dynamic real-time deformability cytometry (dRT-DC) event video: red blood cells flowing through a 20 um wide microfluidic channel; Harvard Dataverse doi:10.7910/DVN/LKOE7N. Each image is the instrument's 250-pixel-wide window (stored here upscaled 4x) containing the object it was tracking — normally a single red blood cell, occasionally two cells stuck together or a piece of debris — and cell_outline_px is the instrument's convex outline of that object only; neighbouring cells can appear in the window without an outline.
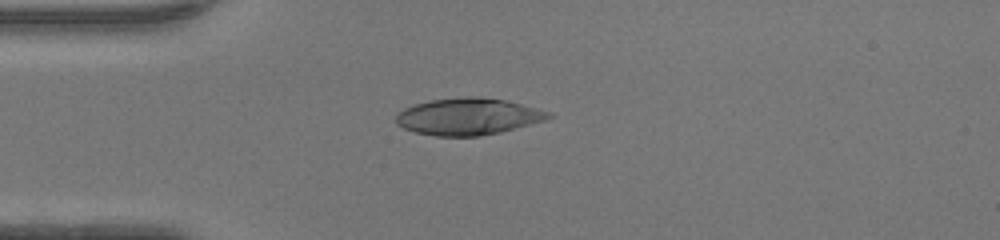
{"species": "human", "species_latin": "Homo sapiens", "temperature_condition": "warm", "stored_images_in_passage": 36, "camera_frame_rate_fps": 3000, "um_per_image_px": 0.085, "donor": {"sex": "female"}, "frame": {"image": 1, "passage_image": 1, "time_ms": 0.0, "image_size_px": [1000, 240], "cell_outline_px": [[552, 116], [544, 120], [500, 132], [480, 136], [436, 136], [416, 132], [404, 128], [396, 124], [396, 112], [404, 108], [428, 100], [464, 96], [480, 96], [504, 100], [552, 112]], "centroid_in_image_um": [39.75, 9.89], "position_along_channel_um": 45.3, "area_um2": 32.66}}
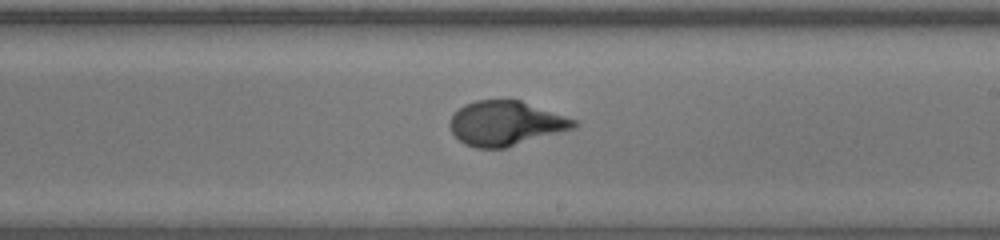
{"frame": {"image": 2, "passage_image": 16, "time_ms": 5.0, "image_size_px": [1000, 240], "cell_outline_px": [[580, 124], [576, 128], [504, 148], [476, 148], [464, 144], [452, 132], [448, 124], [452, 116], [464, 104], [476, 100], [504, 96], [520, 100], [576, 120]], "centroid_in_image_um": [42.98, 10.45], "position_along_channel_um": 246.0, "area_um2": 32.66}}
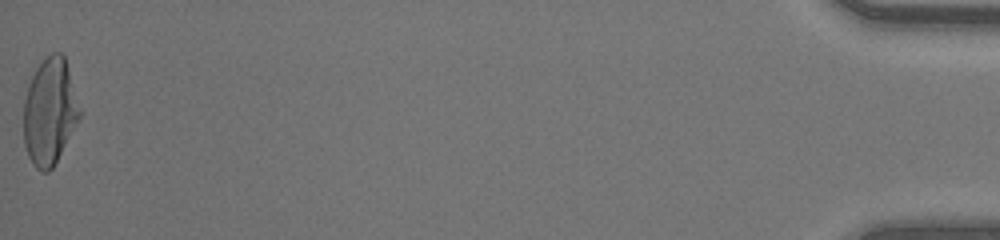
{"frame": {"image": 3, "passage_image": 36, "time_ms": 11.667, "image_size_px": [1000, 240], "cell_outline_px": [[80, 120], [52, 168], [48, 172], [40, 172], [32, 164], [28, 156], [24, 144], [24, 100], [32, 76], [36, 68], [52, 52], [60, 52], [64, 56], [80, 108]], "centroid_in_image_um": [4.22, 9.53], "position_along_channel_um": 431.0, "area_um2": 34.51}, "authors_computed_cell_mechanics": {"area_um2": 32.5992, "velocity_mm_per_s": 4.368, "shape_relaxation_time_tau1_ms": 3.9642, "shape_relaxation_time_tau2_ms": null, "deformation_change_tau1": 0.2694, "deformation_change_tau2": null}}